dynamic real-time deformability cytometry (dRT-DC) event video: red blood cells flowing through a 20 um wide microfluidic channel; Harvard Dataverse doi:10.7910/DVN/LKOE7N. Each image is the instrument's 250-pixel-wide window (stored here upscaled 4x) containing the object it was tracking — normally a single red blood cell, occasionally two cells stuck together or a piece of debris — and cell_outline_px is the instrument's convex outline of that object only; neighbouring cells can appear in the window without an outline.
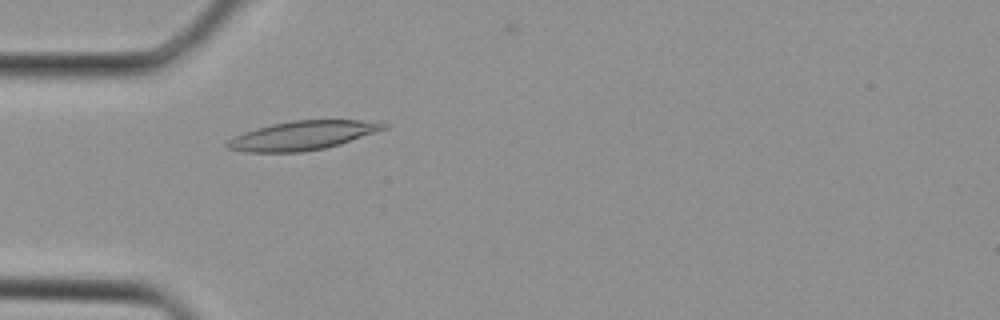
{"species": "Egyptian fruit bat (a non-hibernating species)", "species_latin": "Rousettus aegyptiacus", "temperature_condition": "cold", "stored_images_in_passage": 33, "camera_frame_rate_fps": 3000, "um_per_image_px": 0.085, "animal": {"sex": "female"}, "frame": {"image": 1, "passage_image": 9, "time_ms": 2.667, "image_size_px": [1000, 320], "cell_outline_px": [[388, 128], [340, 144], [324, 148], [300, 152], [244, 152], [228, 148], [224, 144], [232, 136], [256, 128], [272, 124], [292, 120], [380, 120], [388, 124]], "centroid_in_image_um": [25.74, 11.5], "position_along_channel_um": 59.3, "area_um2": 26.59}}
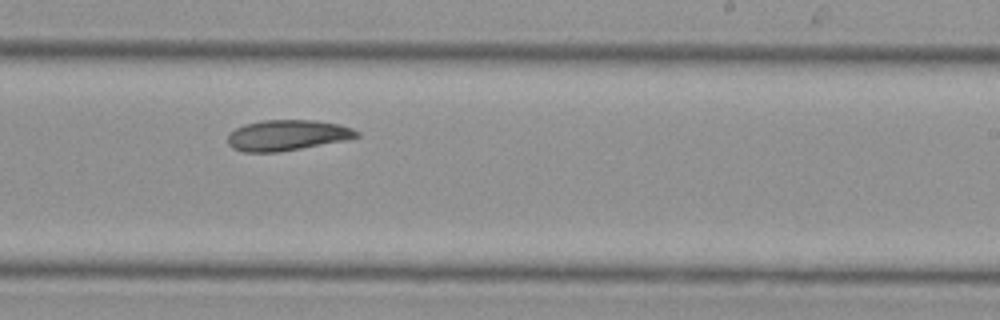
{"frame": {"image": 2, "passage_image": 20, "time_ms": 6.333, "image_size_px": [1000, 320], "cell_outline_px": [[360, 136], [344, 140], [280, 152], [244, 152], [232, 148], [228, 144], [228, 132], [244, 124], [264, 120], [316, 120], [340, 124], [352, 128], [360, 132]], "centroid_in_image_um": [24.39, 11.49], "position_along_channel_um": 264.6, "area_um2": 23.12}}
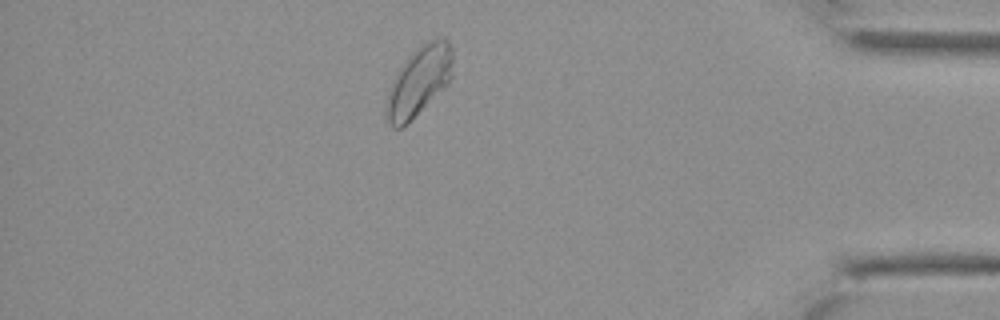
{"frame": {"image": 3, "passage_image": 29, "time_ms": 9.333, "image_size_px": [1000, 320], "cell_outline_px": [[452, 76], [448, 84], [444, 88], [400, 128], [392, 128], [388, 120], [384, 108], [388, 92], [392, 80], [396, 72], [416, 48], [432, 40], [448, 40], [452, 48]], "centroid_in_image_um": [35.59, 6.9], "position_along_channel_um": 399.6, "area_um2": 26.18}}